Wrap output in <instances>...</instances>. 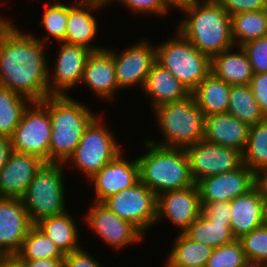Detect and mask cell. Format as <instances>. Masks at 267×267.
Listing matches in <instances>:
<instances>
[{
	"mask_svg": "<svg viewBox=\"0 0 267 267\" xmlns=\"http://www.w3.org/2000/svg\"><path fill=\"white\" fill-rule=\"evenodd\" d=\"M173 241L165 267H205L212 247L193 241L185 233H179Z\"/></svg>",
	"mask_w": 267,
	"mask_h": 267,
	"instance_id": "obj_28",
	"label": "cell"
},
{
	"mask_svg": "<svg viewBox=\"0 0 267 267\" xmlns=\"http://www.w3.org/2000/svg\"><path fill=\"white\" fill-rule=\"evenodd\" d=\"M246 260L239 240L214 248L205 267H241Z\"/></svg>",
	"mask_w": 267,
	"mask_h": 267,
	"instance_id": "obj_36",
	"label": "cell"
},
{
	"mask_svg": "<svg viewBox=\"0 0 267 267\" xmlns=\"http://www.w3.org/2000/svg\"><path fill=\"white\" fill-rule=\"evenodd\" d=\"M246 258L256 259L267 264V226L261 225L238 239Z\"/></svg>",
	"mask_w": 267,
	"mask_h": 267,
	"instance_id": "obj_37",
	"label": "cell"
},
{
	"mask_svg": "<svg viewBox=\"0 0 267 267\" xmlns=\"http://www.w3.org/2000/svg\"><path fill=\"white\" fill-rule=\"evenodd\" d=\"M184 150L195 184L206 177L233 171L243 164L241 151L205 140Z\"/></svg>",
	"mask_w": 267,
	"mask_h": 267,
	"instance_id": "obj_12",
	"label": "cell"
},
{
	"mask_svg": "<svg viewBox=\"0 0 267 267\" xmlns=\"http://www.w3.org/2000/svg\"><path fill=\"white\" fill-rule=\"evenodd\" d=\"M263 224L264 197L257 185L230 201V227L237 240Z\"/></svg>",
	"mask_w": 267,
	"mask_h": 267,
	"instance_id": "obj_22",
	"label": "cell"
},
{
	"mask_svg": "<svg viewBox=\"0 0 267 267\" xmlns=\"http://www.w3.org/2000/svg\"><path fill=\"white\" fill-rule=\"evenodd\" d=\"M76 219L66 211L59 215L45 217L35 225L59 248L65 255L82 248L79 228Z\"/></svg>",
	"mask_w": 267,
	"mask_h": 267,
	"instance_id": "obj_26",
	"label": "cell"
},
{
	"mask_svg": "<svg viewBox=\"0 0 267 267\" xmlns=\"http://www.w3.org/2000/svg\"><path fill=\"white\" fill-rule=\"evenodd\" d=\"M140 181L137 159L126 160L123 151L96 172L88 182L94 187V202L102 203L119 191L128 189Z\"/></svg>",
	"mask_w": 267,
	"mask_h": 267,
	"instance_id": "obj_16",
	"label": "cell"
},
{
	"mask_svg": "<svg viewBox=\"0 0 267 267\" xmlns=\"http://www.w3.org/2000/svg\"><path fill=\"white\" fill-rule=\"evenodd\" d=\"M232 37L235 46L267 35V8L231 16Z\"/></svg>",
	"mask_w": 267,
	"mask_h": 267,
	"instance_id": "obj_31",
	"label": "cell"
},
{
	"mask_svg": "<svg viewBox=\"0 0 267 267\" xmlns=\"http://www.w3.org/2000/svg\"><path fill=\"white\" fill-rule=\"evenodd\" d=\"M175 36L155 44L156 62L169 70L191 93L211 73V59L177 30Z\"/></svg>",
	"mask_w": 267,
	"mask_h": 267,
	"instance_id": "obj_7",
	"label": "cell"
},
{
	"mask_svg": "<svg viewBox=\"0 0 267 267\" xmlns=\"http://www.w3.org/2000/svg\"><path fill=\"white\" fill-rule=\"evenodd\" d=\"M242 162L256 175L267 169V119L250 126Z\"/></svg>",
	"mask_w": 267,
	"mask_h": 267,
	"instance_id": "obj_32",
	"label": "cell"
},
{
	"mask_svg": "<svg viewBox=\"0 0 267 267\" xmlns=\"http://www.w3.org/2000/svg\"><path fill=\"white\" fill-rule=\"evenodd\" d=\"M227 113L249 126L266 118L254 98L250 85H231Z\"/></svg>",
	"mask_w": 267,
	"mask_h": 267,
	"instance_id": "obj_30",
	"label": "cell"
},
{
	"mask_svg": "<svg viewBox=\"0 0 267 267\" xmlns=\"http://www.w3.org/2000/svg\"><path fill=\"white\" fill-rule=\"evenodd\" d=\"M241 267H267V264L260 260L246 258Z\"/></svg>",
	"mask_w": 267,
	"mask_h": 267,
	"instance_id": "obj_49",
	"label": "cell"
},
{
	"mask_svg": "<svg viewBox=\"0 0 267 267\" xmlns=\"http://www.w3.org/2000/svg\"><path fill=\"white\" fill-rule=\"evenodd\" d=\"M141 90L151 99L152 111L157 106L183 100L191 94L169 70L157 62L150 69Z\"/></svg>",
	"mask_w": 267,
	"mask_h": 267,
	"instance_id": "obj_24",
	"label": "cell"
},
{
	"mask_svg": "<svg viewBox=\"0 0 267 267\" xmlns=\"http://www.w3.org/2000/svg\"><path fill=\"white\" fill-rule=\"evenodd\" d=\"M53 2L45 3V10L40 21L41 27L46 31L44 37L36 36V33H31L38 41L43 44H50L55 39L58 42H63L65 39L67 21H68V11L69 4L61 3L59 0Z\"/></svg>",
	"mask_w": 267,
	"mask_h": 267,
	"instance_id": "obj_33",
	"label": "cell"
},
{
	"mask_svg": "<svg viewBox=\"0 0 267 267\" xmlns=\"http://www.w3.org/2000/svg\"><path fill=\"white\" fill-rule=\"evenodd\" d=\"M152 113L163 136L150 142L168 148L185 149L204 140V115L190 94L183 100L157 106ZM155 140V141H154Z\"/></svg>",
	"mask_w": 267,
	"mask_h": 267,
	"instance_id": "obj_5",
	"label": "cell"
},
{
	"mask_svg": "<svg viewBox=\"0 0 267 267\" xmlns=\"http://www.w3.org/2000/svg\"><path fill=\"white\" fill-rule=\"evenodd\" d=\"M32 225L20 198L0 197V255L17 254Z\"/></svg>",
	"mask_w": 267,
	"mask_h": 267,
	"instance_id": "obj_18",
	"label": "cell"
},
{
	"mask_svg": "<svg viewBox=\"0 0 267 267\" xmlns=\"http://www.w3.org/2000/svg\"><path fill=\"white\" fill-rule=\"evenodd\" d=\"M85 248L65 254L63 258V267H102L101 263L90 255Z\"/></svg>",
	"mask_w": 267,
	"mask_h": 267,
	"instance_id": "obj_43",
	"label": "cell"
},
{
	"mask_svg": "<svg viewBox=\"0 0 267 267\" xmlns=\"http://www.w3.org/2000/svg\"><path fill=\"white\" fill-rule=\"evenodd\" d=\"M264 225L267 226V198H264Z\"/></svg>",
	"mask_w": 267,
	"mask_h": 267,
	"instance_id": "obj_52",
	"label": "cell"
},
{
	"mask_svg": "<svg viewBox=\"0 0 267 267\" xmlns=\"http://www.w3.org/2000/svg\"><path fill=\"white\" fill-rule=\"evenodd\" d=\"M210 69L215 77L229 85H249L253 77L250 60L242 47L238 46L212 57Z\"/></svg>",
	"mask_w": 267,
	"mask_h": 267,
	"instance_id": "obj_25",
	"label": "cell"
},
{
	"mask_svg": "<svg viewBox=\"0 0 267 267\" xmlns=\"http://www.w3.org/2000/svg\"><path fill=\"white\" fill-rule=\"evenodd\" d=\"M17 255L22 260L64 258L59 248L35 224L29 228Z\"/></svg>",
	"mask_w": 267,
	"mask_h": 267,
	"instance_id": "obj_35",
	"label": "cell"
},
{
	"mask_svg": "<svg viewBox=\"0 0 267 267\" xmlns=\"http://www.w3.org/2000/svg\"><path fill=\"white\" fill-rule=\"evenodd\" d=\"M85 214V224L88 228L115 251L125 249L133 243H140L144 238V234L137 227L118 217L102 203L94 202Z\"/></svg>",
	"mask_w": 267,
	"mask_h": 267,
	"instance_id": "obj_13",
	"label": "cell"
},
{
	"mask_svg": "<svg viewBox=\"0 0 267 267\" xmlns=\"http://www.w3.org/2000/svg\"><path fill=\"white\" fill-rule=\"evenodd\" d=\"M181 12L176 30L210 59L235 47L231 16L217 0H196Z\"/></svg>",
	"mask_w": 267,
	"mask_h": 267,
	"instance_id": "obj_2",
	"label": "cell"
},
{
	"mask_svg": "<svg viewBox=\"0 0 267 267\" xmlns=\"http://www.w3.org/2000/svg\"><path fill=\"white\" fill-rule=\"evenodd\" d=\"M75 3L72 5L69 3L67 29L63 42L84 46L92 52L105 49L106 46L99 47V45L93 43L96 41V35L99 31L98 26L100 25L96 19L97 17L92 13L103 9L104 6L77 0H75Z\"/></svg>",
	"mask_w": 267,
	"mask_h": 267,
	"instance_id": "obj_20",
	"label": "cell"
},
{
	"mask_svg": "<svg viewBox=\"0 0 267 267\" xmlns=\"http://www.w3.org/2000/svg\"><path fill=\"white\" fill-rule=\"evenodd\" d=\"M105 49L113 57L118 87L121 90L136 86L142 89L150 69L156 63L155 45L141 39L121 52L109 47Z\"/></svg>",
	"mask_w": 267,
	"mask_h": 267,
	"instance_id": "obj_11",
	"label": "cell"
},
{
	"mask_svg": "<svg viewBox=\"0 0 267 267\" xmlns=\"http://www.w3.org/2000/svg\"><path fill=\"white\" fill-rule=\"evenodd\" d=\"M257 184V175L246 165L239 168L213 175L197 183L201 202H230L237 196L248 193Z\"/></svg>",
	"mask_w": 267,
	"mask_h": 267,
	"instance_id": "obj_17",
	"label": "cell"
},
{
	"mask_svg": "<svg viewBox=\"0 0 267 267\" xmlns=\"http://www.w3.org/2000/svg\"><path fill=\"white\" fill-rule=\"evenodd\" d=\"M102 204L121 219L131 222L144 236L156 224L157 196L141 181L110 196Z\"/></svg>",
	"mask_w": 267,
	"mask_h": 267,
	"instance_id": "obj_10",
	"label": "cell"
},
{
	"mask_svg": "<svg viewBox=\"0 0 267 267\" xmlns=\"http://www.w3.org/2000/svg\"><path fill=\"white\" fill-rule=\"evenodd\" d=\"M44 163L34 155L12 151L0 169V197L21 199Z\"/></svg>",
	"mask_w": 267,
	"mask_h": 267,
	"instance_id": "obj_19",
	"label": "cell"
},
{
	"mask_svg": "<svg viewBox=\"0 0 267 267\" xmlns=\"http://www.w3.org/2000/svg\"><path fill=\"white\" fill-rule=\"evenodd\" d=\"M51 131L48 97L42 101H31L10 137L12 151L31 154L49 163Z\"/></svg>",
	"mask_w": 267,
	"mask_h": 267,
	"instance_id": "obj_9",
	"label": "cell"
},
{
	"mask_svg": "<svg viewBox=\"0 0 267 267\" xmlns=\"http://www.w3.org/2000/svg\"><path fill=\"white\" fill-rule=\"evenodd\" d=\"M145 154L137 157L140 181L156 196L195 185L182 148H168L144 140Z\"/></svg>",
	"mask_w": 267,
	"mask_h": 267,
	"instance_id": "obj_4",
	"label": "cell"
},
{
	"mask_svg": "<svg viewBox=\"0 0 267 267\" xmlns=\"http://www.w3.org/2000/svg\"><path fill=\"white\" fill-rule=\"evenodd\" d=\"M77 1H81V2H88V3H96V4H99V5H102V6H107L108 3L110 5V3H114L115 0H77Z\"/></svg>",
	"mask_w": 267,
	"mask_h": 267,
	"instance_id": "obj_51",
	"label": "cell"
},
{
	"mask_svg": "<svg viewBox=\"0 0 267 267\" xmlns=\"http://www.w3.org/2000/svg\"><path fill=\"white\" fill-rule=\"evenodd\" d=\"M12 152L10 137L0 135V169L7 163Z\"/></svg>",
	"mask_w": 267,
	"mask_h": 267,
	"instance_id": "obj_44",
	"label": "cell"
},
{
	"mask_svg": "<svg viewBox=\"0 0 267 267\" xmlns=\"http://www.w3.org/2000/svg\"><path fill=\"white\" fill-rule=\"evenodd\" d=\"M164 5L171 10L172 8L177 11H181L184 8L189 7L196 0H162Z\"/></svg>",
	"mask_w": 267,
	"mask_h": 267,
	"instance_id": "obj_47",
	"label": "cell"
},
{
	"mask_svg": "<svg viewBox=\"0 0 267 267\" xmlns=\"http://www.w3.org/2000/svg\"><path fill=\"white\" fill-rule=\"evenodd\" d=\"M184 233L193 241L208 245L213 249L236 240L230 222L209 221L202 214Z\"/></svg>",
	"mask_w": 267,
	"mask_h": 267,
	"instance_id": "obj_29",
	"label": "cell"
},
{
	"mask_svg": "<svg viewBox=\"0 0 267 267\" xmlns=\"http://www.w3.org/2000/svg\"><path fill=\"white\" fill-rule=\"evenodd\" d=\"M92 90L94 95L109 103L115 101L117 85L115 64L112 55L106 50L92 52L86 61L81 84Z\"/></svg>",
	"mask_w": 267,
	"mask_h": 267,
	"instance_id": "obj_21",
	"label": "cell"
},
{
	"mask_svg": "<svg viewBox=\"0 0 267 267\" xmlns=\"http://www.w3.org/2000/svg\"><path fill=\"white\" fill-rule=\"evenodd\" d=\"M63 163H44L36 172L21 200L32 224L68 210ZM66 203V204H65Z\"/></svg>",
	"mask_w": 267,
	"mask_h": 267,
	"instance_id": "obj_6",
	"label": "cell"
},
{
	"mask_svg": "<svg viewBox=\"0 0 267 267\" xmlns=\"http://www.w3.org/2000/svg\"><path fill=\"white\" fill-rule=\"evenodd\" d=\"M0 267H25V264L17 254L0 255Z\"/></svg>",
	"mask_w": 267,
	"mask_h": 267,
	"instance_id": "obj_46",
	"label": "cell"
},
{
	"mask_svg": "<svg viewBox=\"0 0 267 267\" xmlns=\"http://www.w3.org/2000/svg\"><path fill=\"white\" fill-rule=\"evenodd\" d=\"M58 45L61 46L55 56L54 69L49 68L48 71L49 94L69 95V90L81 84L85 64L92 51L84 46L64 42H59Z\"/></svg>",
	"mask_w": 267,
	"mask_h": 267,
	"instance_id": "obj_15",
	"label": "cell"
},
{
	"mask_svg": "<svg viewBox=\"0 0 267 267\" xmlns=\"http://www.w3.org/2000/svg\"><path fill=\"white\" fill-rule=\"evenodd\" d=\"M250 126L228 113L212 114L204 118V140L244 151Z\"/></svg>",
	"mask_w": 267,
	"mask_h": 267,
	"instance_id": "obj_23",
	"label": "cell"
},
{
	"mask_svg": "<svg viewBox=\"0 0 267 267\" xmlns=\"http://www.w3.org/2000/svg\"><path fill=\"white\" fill-rule=\"evenodd\" d=\"M250 87L261 112L267 116V72L253 74Z\"/></svg>",
	"mask_w": 267,
	"mask_h": 267,
	"instance_id": "obj_42",
	"label": "cell"
},
{
	"mask_svg": "<svg viewBox=\"0 0 267 267\" xmlns=\"http://www.w3.org/2000/svg\"><path fill=\"white\" fill-rule=\"evenodd\" d=\"M25 267H63V259L23 260Z\"/></svg>",
	"mask_w": 267,
	"mask_h": 267,
	"instance_id": "obj_45",
	"label": "cell"
},
{
	"mask_svg": "<svg viewBox=\"0 0 267 267\" xmlns=\"http://www.w3.org/2000/svg\"><path fill=\"white\" fill-rule=\"evenodd\" d=\"M156 206L157 224L167 218L178 232L184 233L201 215L202 204L197 184L158 195Z\"/></svg>",
	"mask_w": 267,
	"mask_h": 267,
	"instance_id": "obj_14",
	"label": "cell"
},
{
	"mask_svg": "<svg viewBox=\"0 0 267 267\" xmlns=\"http://www.w3.org/2000/svg\"><path fill=\"white\" fill-rule=\"evenodd\" d=\"M250 60L253 74L267 72V35L241 46Z\"/></svg>",
	"mask_w": 267,
	"mask_h": 267,
	"instance_id": "obj_38",
	"label": "cell"
},
{
	"mask_svg": "<svg viewBox=\"0 0 267 267\" xmlns=\"http://www.w3.org/2000/svg\"><path fill=\"white\" fill-rule=\"evenodd\" d=\"M116 2H121V5H124L126 9L130 10V13L132 11L135 15L154 14V16L160 15L162 17L170 11L162 0H117Z\"/></svg>",
	"mask_w": 267,
	"mask_h": 267,
	"instance_id": "obj_39",
	"label": "cell"
},
{
	"mask_svg": "<svg viewBox=\"0 0 267 267\" xmlns=\"http://www.w3.org/2000/svg\"><path fill=\"white\" fill-rule=\"evenodd\" d=\"M201 214L209 221L230 222V202H201Z\"/></svg>",
	"mask_w": 267,
	"mask_h": 267,
	"instance_id": "obj_41",
	"label": "cell"
},
{
	"mask_svg": "<svg viewBox=\"0 0 267 267\" xmlns=\"http://www.w3.org/2000/svg\"><path fill=\"white\" fill-rule=\"evenodd\" d=\"M87 105L70 95L48 96V113L52 131L49 163H63L71 157L85 129L96 117Z\"/></svg>",
	"mask_w": 267,
	"mask_h": 267,
	"instance_id": "obj_3",
	"label": "cell"
},
{
	"mask_svg": "<svg viewBox=\"0 0 267 267\" xmlns=\"http://www.w3.org/2000/svg\"><path fill=\"white\" fill-rule=\"evenodd\" d=\"M264 198H267V169L257 174V184Z\"/></svg>",
	"mask_w": 267,
	"mask_h": 267,
	"instance_id": "obj_48",
	"label": "cell"
},
{
	"mask_svg": "<svg viewBox=\"0 0 267 267\" xmlns=\"http://www.w3.org/2000/svg\"><path fill=\"white\" fill-rule=\"evenodd\" d=\"M30 102L23 95L0 86V135L12 136Z\"/></svg>",
	"mask_w": 267,
	"mask_h": 267,
	"instance_id": "obj_34",
	"label": "cell"
},
{
	"mask_svg": "<svg viewBox=\"0 0 267 267\" xmlns=\"http://www.w3.org/2000/svg\"><path fill=\"white\" fill-rule=\"evenodd\" d=\"M101 116H96L87 126L74 153L64 164L72 163V167L85 173L87 180L123 151V145L120 146L113 132L104 126Z\"/></svg>",
	"mask_w": 267,
	"mask_h": 267,
	"instance_id": "obj_8",
	"label": "cell"
},
{
	"mask_svg": "<svg viewBox=\"0 0 267 267\" xmlns=\"http://www.w3.org/2000/svg\"><path fill=\"white\" fill-rule=\"evenodd\" d=\"M31 32L25 33L15 24L0 31V86L23 95L30 101L48 96L46 48Z\"/></svg>",
	"mask_w": 267,
	"mask_h": 267,
	"instance_id": "obj_1",
	"label": "cell"
},
{
	"mask_svg": "<svg viewBox=\"0 0 267 267\" xmlns=\"http://www.w3.org/2000/svg\"><path fill=\"white\" fill-rule=\"evenodd\" d=\"M7 19L8 18H6L5 16H2V15L0 16V31L9 29L13 25H15L13 22H11V20H7Z\"/></svg>",
	"mask_w": 267,
	"mask_h": 267,
	"instance_id": "obj_50",
	"label": "cell"
},
{
	"mask_svg": "<svg viewBox=\"0 0 267 267\" xmlns=\"http://www.w3.org/2000/svg\"><path fill=\"white\" fill-rule=\"evenodd\" d=\"M230 15L259 11L267 8V0H217Z\"/></svg>",
	"mask_w": 267,
	"mask_h": 267,
	"instance_id": "obj_40",
	"label": "cell"
},
{
	"mask_svg": "<svg viewBox=\"0 0 267 267\" xmlns=\"http://www.w3.org/2000/svg\"><path fill=\"white\" fill-rule=\"evenodd\" d=\"M231 85L210 73L191 92L204 117L227 113Z\"/></svg>",
	"mask_w": 267,
	"mask_h": 267,
	"instance_id": "obj_27",
	"label": "cell"
}]
</instances>
